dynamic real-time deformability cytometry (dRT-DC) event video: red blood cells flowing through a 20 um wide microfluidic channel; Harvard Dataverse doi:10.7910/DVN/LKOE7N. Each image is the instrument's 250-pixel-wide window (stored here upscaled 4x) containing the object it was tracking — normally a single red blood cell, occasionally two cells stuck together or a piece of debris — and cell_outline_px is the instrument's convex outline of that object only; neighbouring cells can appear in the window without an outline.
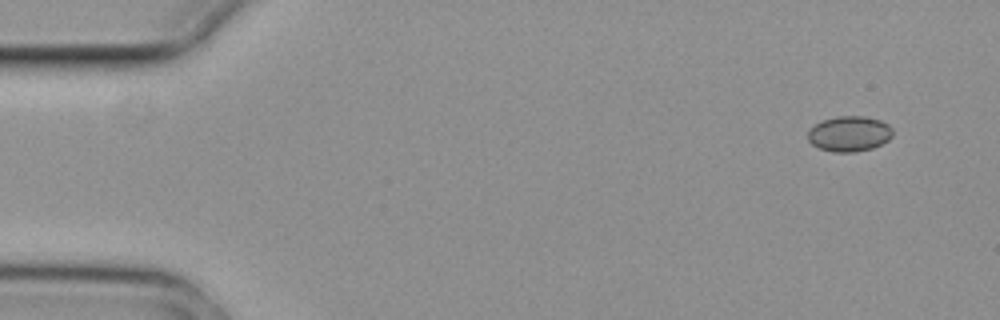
{"species": "common noctule bat (a hibernating species)", "species_latin": "Nyctalus noctula", "temperature_condition": "cold", "stored_images_in_passage": 5, "camera_frame_rate_fps": 3000, "um_per_image_px": 0.085, "animal": {"sex": "female", "body_mass_g": 29.2, "forearm_length_mm": 56.3}, "frame": {"image": 1, "passage_image": 1, "time_ms": 0.0, "image_size_px": [1000, 320], "cell_outline_px": [[892, 136], [888, 140], [872, 148], [856, 152], [832, 152], [820, 148], [812, 144], [808, 140], [808, 132], [816, 124], [824, 120], [836, 116], [864, 116], [880, 120], [888, 124], [892, 128]], "centroid_in_image_um": [72.21, 11.37], "position_along_channel_um": 12.8, "area_um2": 17.4}}
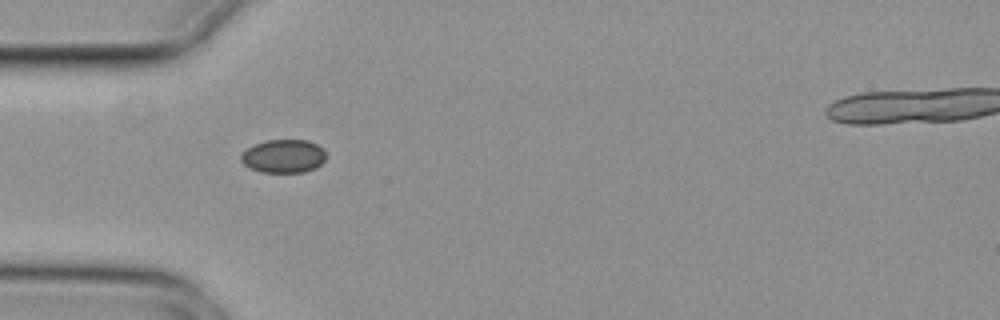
{"frame": {"image": 2, "passage_image": 4, "time_ms": 1.0, "image_size_px": [1000, 320], "cell_outline_px": [[324, 160], [316, 168], [304, 172], [260, 172], [248, 168], [240, 160], [240, 152], [256, 144], [268, 140], [308, 140], [324, 148]], "centroid_in_image_um": [24.07, 13.28], "position_along_channel_um": 60.9, "area_um2": 16.59}}
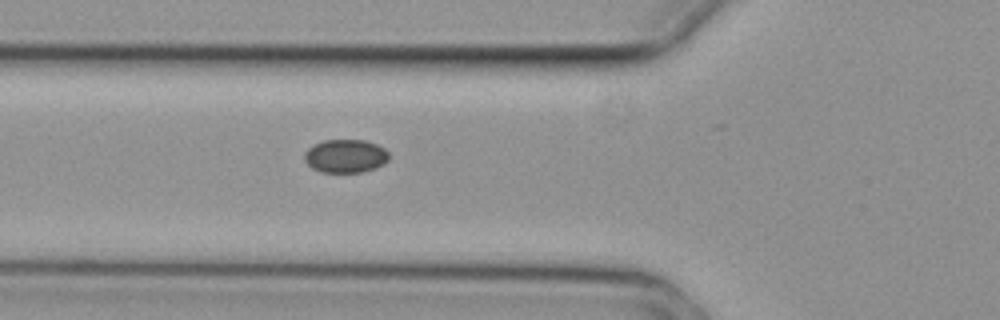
{"frame": {"image": 3, "passage_image": 5, "time_ms": 1.333, "image_size_px": [1000, 320], "cell_outline_px": [[388, 160], [384, 164], [376, 168], [364, 172], [320, 172], [312, 168], [304, 160], [304, 152], [312, 144], [324, 140], [364, 140], [376, 144], [384, 148], [388, 152]], "centroid_in_image_um": [29.35, 13.26], "position_along_channel_um": 96.4, "area_um2": 16.59}}